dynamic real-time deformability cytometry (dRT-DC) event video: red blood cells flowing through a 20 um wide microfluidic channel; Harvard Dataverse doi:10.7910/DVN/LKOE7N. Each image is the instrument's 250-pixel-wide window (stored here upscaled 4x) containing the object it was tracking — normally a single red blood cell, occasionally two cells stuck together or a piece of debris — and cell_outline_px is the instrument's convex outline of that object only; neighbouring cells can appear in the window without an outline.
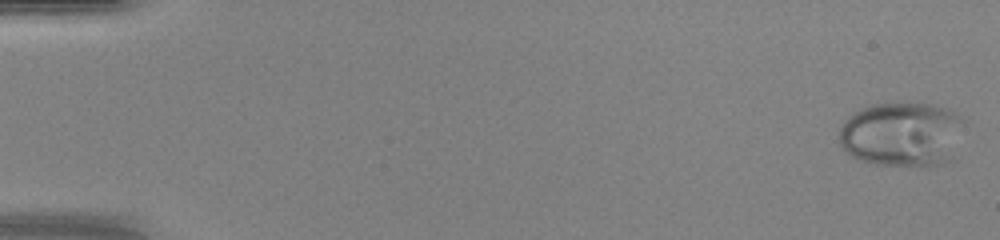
{"species": "human", "species_latin": "Homo sapiens", "temperature_condition": "warm", "stored_images_in_passage": 47, "camera_frame_rate_fps": 3000, "um_per_image_px": 0.085, "donor": {"sex": "female"}, "frame": {"image": 1, "passage_image": 1, "time_ms": 0.0, "image_size_px": [1000, 240], "cell_outline_px": [[968, 120], [956, 160], [944, 164], [928, 168], [876, 164], [856, 160], [840, 144], [840, 128], [844, 120], [852, 112], [872, 104], [936, 104], [948, 108]], "centroid_in_image_um": [76.81, 11.46], "position_along_channel_um": 8.2, "area_um2": 49.07}}
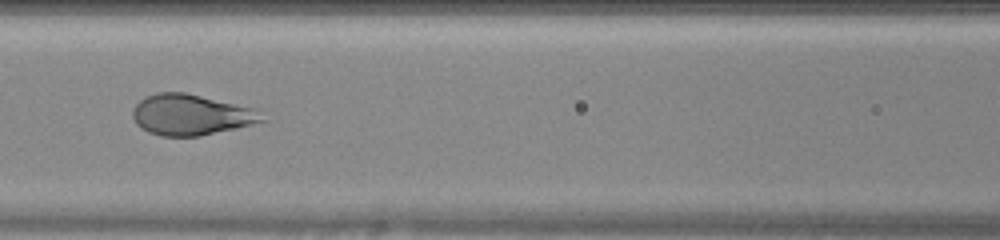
{"frame": {"image": 2, "passage_image": 22, "time_ms": 7.0, "image_size_px": [1000, 240], "cell_outline_px": [[268, 120], [236, 128], [200, 136], [160, 136], [148, 132], [140, 128], [136, 124], [132, 116], [132, 108], [144, 96], [156, 92], [184, 92], [256, 108]], "centroid_in_image_um": [16.22, 9.75], "position_along_channel_um": 150.4, "area_um2": 31.04}}
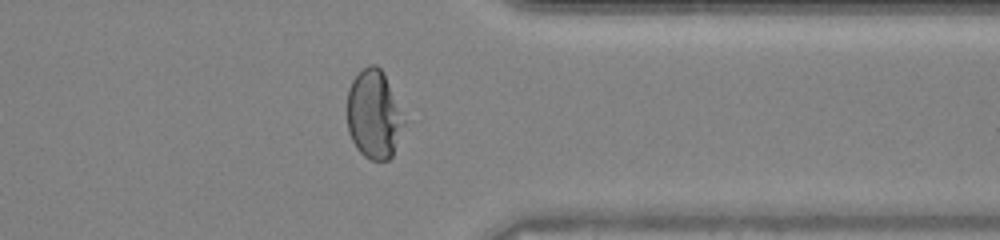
{"frame": {"image": 3, "passage_image": 38, "time_ms": 12.333, "image_size_px": [1000, 240], "cell_outline_px": [[408, 120], [392, 156], [388, 160], [372, 160], [364, 156], [356, 148], [348, 132], [348, 88], [352, 80], [368, 64], [376, 64], [384, 72]], "centroid_in_image_um": [31.84, 9.73], "position_along_channel_um": 379.6, "area_um2": 30.0}, "authors_computed_cell_mechanics": {"area_um2": 32.8882, "velocity_mm_per_s": 4.3848, "shape_relaxation_time_tau1_ms": 5.0179, "shape_relaxation_time_tau2_ms": null, "deformation_change_tau1": 0.2871, "deformation_change_tau2": null}}